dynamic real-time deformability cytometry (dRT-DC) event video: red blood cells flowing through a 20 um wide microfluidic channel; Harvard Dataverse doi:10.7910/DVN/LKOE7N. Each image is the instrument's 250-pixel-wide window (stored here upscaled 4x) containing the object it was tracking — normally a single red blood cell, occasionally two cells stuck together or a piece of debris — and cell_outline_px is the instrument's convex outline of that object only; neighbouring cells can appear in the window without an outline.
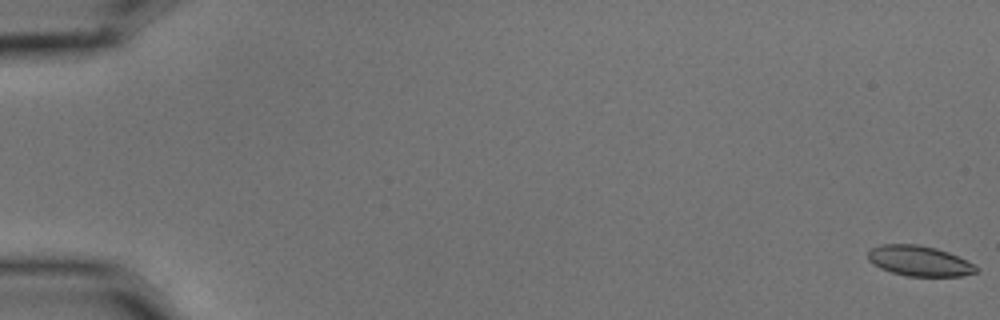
{"species": "common noctule bat (a hibernating species)", "species_latin": "Nyctalus noctula", "temperature_condition": "cold", "stored_images_in_passage": 5, "camera_frame_rate_fps": 3000, "um_per_image_px": 0.085, "animal": {"sex": "male", "body_mass_g": 15.6}, "frame": {"image": 1, "passage_image": 1, "time_ms": 0.0, "image_size_px": [1000, 320], "cell_outline_px": [[980, 272], [960, 276], [904, 276], [880, 268], [868, 260], [868, 248], [880, 244], [920, 244], [936, 248], [948, 252], [980, 268]], "centroid_in_image_um": [78.11, 22.17], "position_along_channel_um": 6.9, "area_um2": 19.25}}
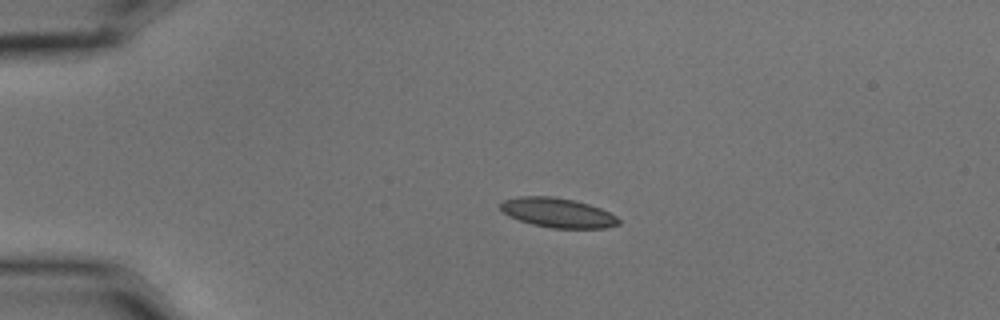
{"frame": {"image": 2, "passage_image": 4, "time_ms": 1.0, "image_size_px": [1000, 320], "cell_outline_px": [[620, 224], [604, 228], [552, 228], [532, 224], [508, 216], [500, 208], [500, 204], [504, 200], [520, 196], [552, 196], [576, 200], [600, 208], [616, 216], [620, 220]], "centroid_in_image_um": [47.41, 18.08], "position_along_channel_um": 37.6, "area_um2": 20.29}}